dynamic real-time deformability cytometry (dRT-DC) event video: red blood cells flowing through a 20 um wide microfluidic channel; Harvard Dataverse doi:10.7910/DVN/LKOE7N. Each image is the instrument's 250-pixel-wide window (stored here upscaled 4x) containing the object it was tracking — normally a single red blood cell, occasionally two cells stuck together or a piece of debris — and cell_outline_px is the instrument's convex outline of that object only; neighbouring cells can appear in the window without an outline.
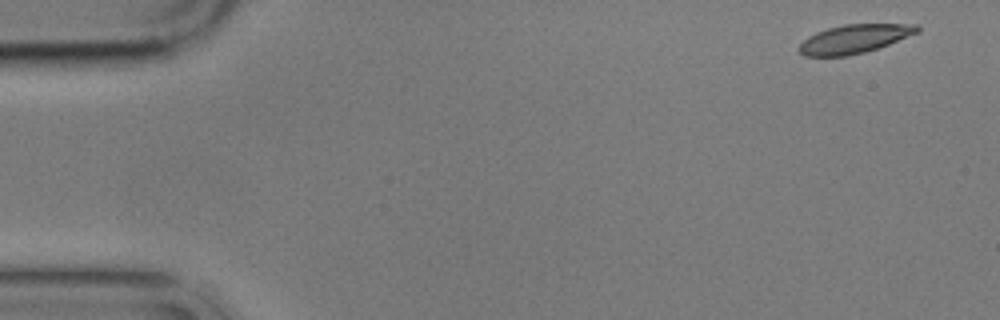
{"species": "common noctule bat (a hibernating species)", "species_latin": "Nyctalus noctula", "temperature_condition": "cold", "stored_images_in_passage": 5, "camera_frame_rate_fps": 3000, "um_per_image_px": 0.085, "animal": {"sex": "male", "body_mass_g": 17.9}, "frame": {"image": 1, "passage_image": 1, "time_ms": 0.0, "image_size_px": [1000, 320], "cell_outline_px": [[920, 32], [888, 44], [864, 52], [848, 56], [804, 56], [800, 52], [800, 44], [808, 36], [816, 32], [828, 28], [844, 24], [920, 24]], "centroid_in_image_um": [72.64, 3.29], "position_along_channel_um": 12.4, "area_um2": 19.65}}
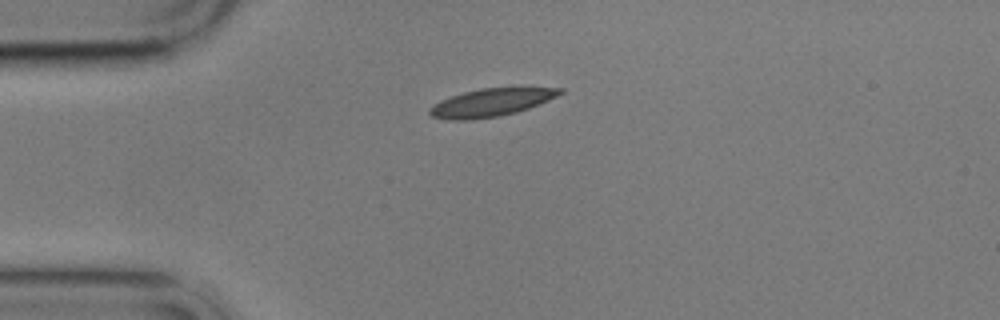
{"frame": {"image": 2, "passage_image": 4, "time_ms": 3.667, "image_size_px": [1000, 320], "cell_outline_px": [[564, 92], [540, 104], [516, 112], [500, 116], [472, 120], [448, 120], [432, 116], [428, 112], [428, 108], [440, 100], [464, 92], [480, 88], [520, 84], [564, 88]], "centroid_in_image_um": [41.85, 8.65], "position_along_channel_um": 43.2, "area_um2": 22.25}}